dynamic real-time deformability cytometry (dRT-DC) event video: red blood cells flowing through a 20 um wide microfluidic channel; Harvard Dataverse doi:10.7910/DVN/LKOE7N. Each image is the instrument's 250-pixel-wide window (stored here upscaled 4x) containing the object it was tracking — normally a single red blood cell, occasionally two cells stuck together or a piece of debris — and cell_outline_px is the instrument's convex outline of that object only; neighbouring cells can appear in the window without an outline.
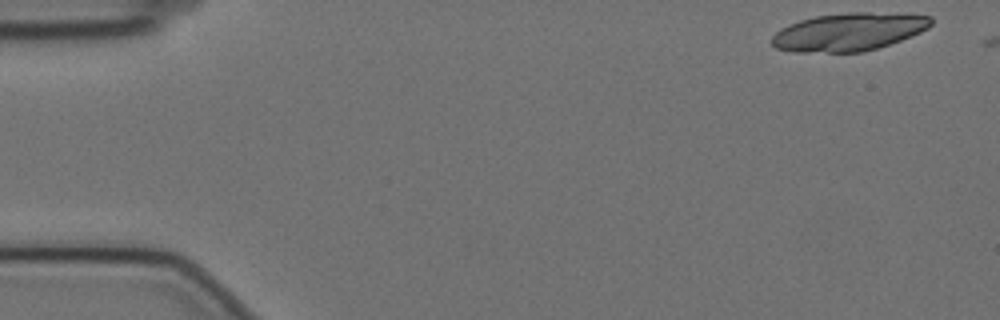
{"species": "Egyptian fruit bat (a non-hibernating species)", "species_latin": "Rousettus aegyptiacus", "temperature_condition": "cold", "stored_images_in_passage": 2, "camera_frame_rate_fps": 3000, "um_per_image_px": 0.085, "animal": {"sex": "female"}, "frame": {"image": 1, "passage_image": 1, "time_ms": 0.0, "image_size_px": [1000, 320], "cell_outline_px": [[932, 24], [928, 28], [912, 36], [864, 52], [792, 52], [776, 48], [772, 44], [772, 36], [780, 28], [788, 24], [800, 20], [816, 16], [848, 12], [868, 12], [932, 16]], "centroid_in_image_um": [72.11, 2.71], "position_along_channel_um": 12.9, "area_um2": 35.08}}